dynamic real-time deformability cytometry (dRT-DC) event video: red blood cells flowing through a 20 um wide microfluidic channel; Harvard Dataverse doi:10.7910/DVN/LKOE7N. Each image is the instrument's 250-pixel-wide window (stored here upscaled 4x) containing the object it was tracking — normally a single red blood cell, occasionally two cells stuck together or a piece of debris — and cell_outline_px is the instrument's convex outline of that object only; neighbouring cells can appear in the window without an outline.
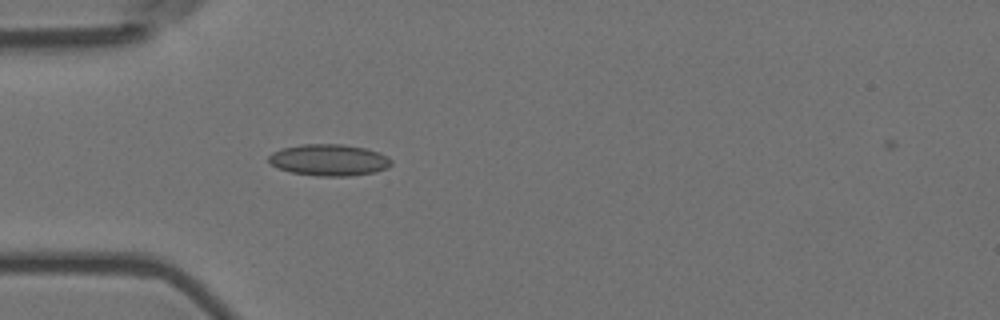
{"species": "Egyptian fruit bat (a non-hibernating species)", "species_latin": "Rousettus aegyptiacus", "temperature_condition": "room temperature", "stored_images_in_passage": 5, "camera_frame_rate_fps": 3000, "um_per_image_px": 0.085, "animal": {"sex": "female"}, "frame": {"image": 1, "passage_image": 5, "time_ms": 1.333, "image_size_px": [1000, 320], "cell_outline_px": [[392, 164], [388, 168], [376, 172], [348, 176], [320, 176], [292, 172], [280, 168], [272, 164], [268, 160], [268, 156], [272, 152], [280, 148], [300, 144], [344, 144], [364, 148], [380, 152], [388, 156], [392, 160]], "centroid_in_image_um": [28.0, 13.59], "position_along_channel_um": 57.0, "area_um2": 22.66}}